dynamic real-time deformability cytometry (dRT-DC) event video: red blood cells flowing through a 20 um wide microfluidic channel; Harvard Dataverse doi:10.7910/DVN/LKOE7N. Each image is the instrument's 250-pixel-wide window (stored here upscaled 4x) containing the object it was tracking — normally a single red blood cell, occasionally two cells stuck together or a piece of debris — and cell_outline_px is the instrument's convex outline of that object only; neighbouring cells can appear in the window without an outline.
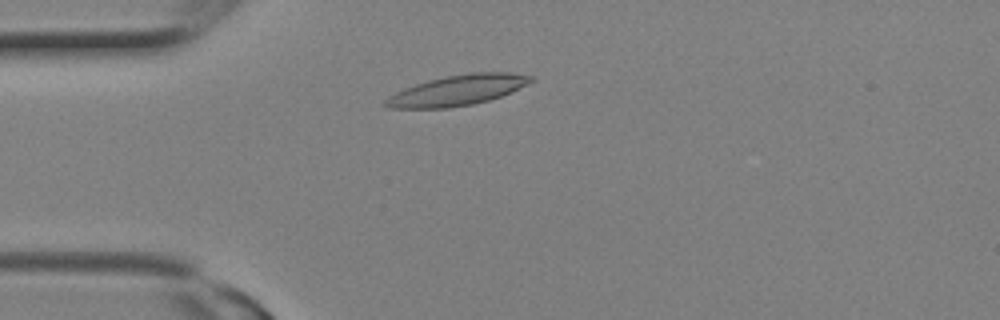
{"species": "Egyptian fruit bat (a non-hibernating species)", "species_latin": "Rousettus aegyptiacus", "temperature_condition": "room temperature", "stored_images_in_passage": 5, "camera_frame_rate_fps": 3000, "um_per_image_px": 0.085, "animal": {"sex": "female"}, "frame": {"image": 1, "passage_image": 4, "time_ms": 1.0, "image_size_px": [1000, 320], "cell_outline_px": [[536, 80], [512, 92], [488, 100], [472, 104], [448, 108], [392, 108], [380, 104], [388, 96], [404, 88], [428, 80], [444, 76], [468, 72], [508, 72], [536, 76]], "centroid_in_image_um": [38.91, 7.66], "position_along_channel_um": 46.1, "area_um2": 26.01}}